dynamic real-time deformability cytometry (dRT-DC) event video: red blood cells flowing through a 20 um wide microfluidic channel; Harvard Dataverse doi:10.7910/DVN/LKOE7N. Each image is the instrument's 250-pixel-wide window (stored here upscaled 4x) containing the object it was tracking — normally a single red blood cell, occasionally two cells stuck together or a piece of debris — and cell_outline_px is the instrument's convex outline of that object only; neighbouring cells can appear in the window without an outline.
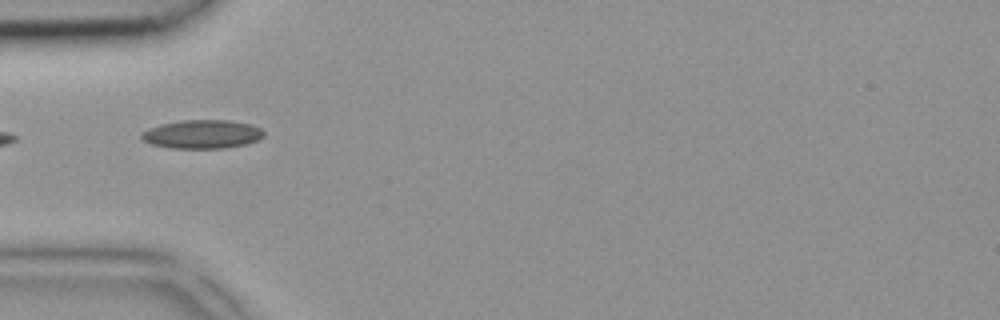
{"species": "common noctule bat (a hibernating species)", "species_latin": "Nyctalus noctula", "temperature_condition": "room temperature", "stored_images_in_passage": 3, "camera_frame_rate_fps": 3000, "um_per_image_px": 0.085, "animal": {"sex": "female", "body_mass_g": 18.4}, "frame": {"image": 1, "passage_image": 1, "time_ms": 0.0, "image_size_px": [1000, 320], "cell_outline_px": [[264, 136], [260, 140], [248, 144], [228, 148], [172, 148], [152, 144], [144, 140], [140, 136], [148, 128], [160, 124], [184, 120], [228, 120], [252, 124], [260, 128], [264, 132]], "centroid_in_image_um": [17.25, 11.41], "position_along_channel_um": 67.7, "area_um2": 20.52}}